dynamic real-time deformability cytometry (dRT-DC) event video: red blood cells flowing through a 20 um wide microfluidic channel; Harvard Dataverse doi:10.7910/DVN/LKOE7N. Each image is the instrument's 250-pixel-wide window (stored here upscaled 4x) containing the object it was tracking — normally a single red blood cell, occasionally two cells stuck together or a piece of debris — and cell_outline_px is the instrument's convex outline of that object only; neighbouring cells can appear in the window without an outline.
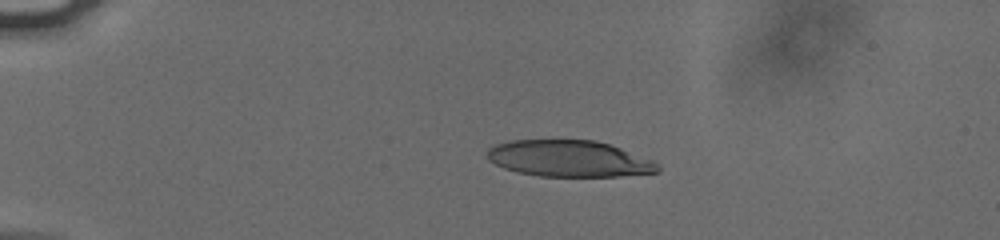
{"species": "human", "species_latin": "Homo sapiens", "temperature_condition": "cold", "stored_images_in_passage": 43, "camera_frame_rate_fps": 3000, "um_per_image_px": 0.085, "donor": {"sex": "male"}, "frame": {"image": 1, "passage_image": 1, "time_ms": 0.0, "image_size_px": [1000, 240], "cell_outline_px": [[660, 172], [620, 176], [540, 176], [516, 172], [504, 168], [488, 160], [488, 148], [496, 144], [512, 140], [596, 140], [620, 148], [652, 160], [660, 164]], "centroid_in_image_um": [48.38, 13.48], "position_along_channel_um": 36.6, "area_um2": 36.13}}
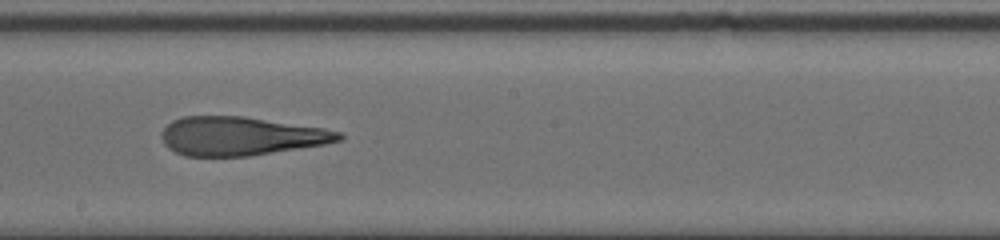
{"frame": {"image": 2, "passage_image": 21, "time_ms": 6.667, "image_size_px": [1000, 240], "cell_outline_px": [[344, 136], [340, 140], [324, 144], [248, 156], [184, 156], [168, 148], [164, 144], [160, 136], [160, 132], [172, 120], [184, 116], [244, 116], [324, 128], [340, 132]], "centroid_in_image_um": [20.41, 11.56], "position_along_channel_um": 227.8, "area_um2": 39.88}}
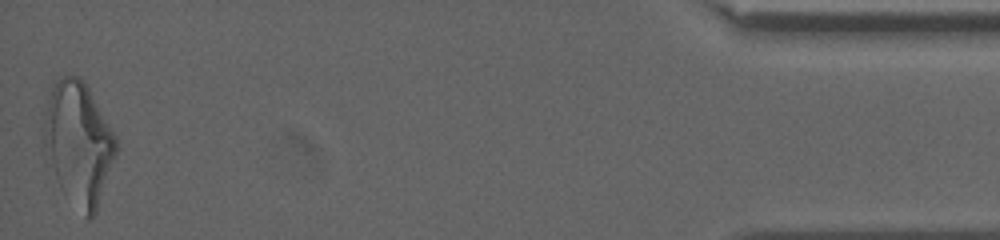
{"frame": {"image": 3, "passage_image": 43, "time_ms": 14.0, "image_size_px": [1000, 240], "cell_outline_px": [[116, 156], [96, 212], [88, 220], [60, 188], [44, 152], [40, 112], [56, 80], [64, 76], [80, 76], [84, 80], [116, 136]], "centroid_in_image_um": [6.62, 12.13], "position_along_channel_um": 428.6, "area_um2": 52.19}, "authors_computed_cell_mechanics": {"area_um2": 41.2114, "velocity_mm_per_s": 3.8271, "shape_relaxation_time_tau1_ms": 8.1252, "shape_relaxation_time_tau2_ms": 2.2277, "deformation_change_tau1": 0.2746, "deformation_change_tau2": 0.1458}}